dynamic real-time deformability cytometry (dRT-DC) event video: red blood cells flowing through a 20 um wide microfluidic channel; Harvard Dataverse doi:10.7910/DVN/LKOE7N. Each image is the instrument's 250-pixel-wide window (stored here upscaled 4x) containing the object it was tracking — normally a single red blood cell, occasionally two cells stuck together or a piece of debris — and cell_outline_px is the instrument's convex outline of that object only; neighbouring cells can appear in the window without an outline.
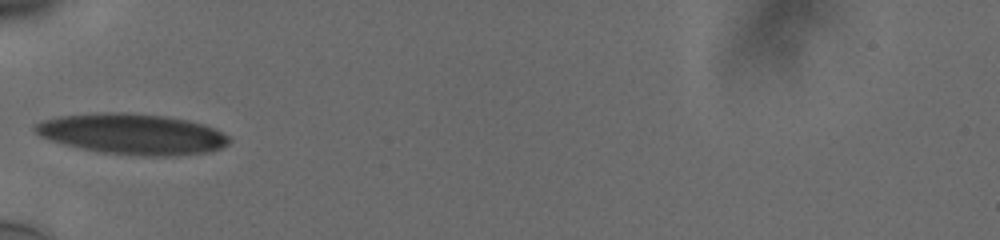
{"species": "human", "species_latin": "Homo sapiens", "temperature_condition": "cold", "stored_images_in_passage": 36, "camera_frame_rate_fps": 3000, "um_per_image_px": 0.085, "donor": {"sex": "male"}, "frame": {"image": 1, "passage_image": 1, "time_ms": 0.0, "image_size_px": [1000, 240], "cell_outline_px": [[232, 140], [228, 144], [220, 148], [208, 152], [172, 156], [140, 156], [100, 152], [80, 148], [64, 144], [40, 136], [32, 128], [36, 124], [44, 120], [60, 116], [104, 112], [128, 112], [164, 116], [188, 120], [204, 124], [228, 136]], "centroid_in_image_um": [11.26, 11.39], "position_along_channel_um": 73.7, "area_um2": 45.89}}
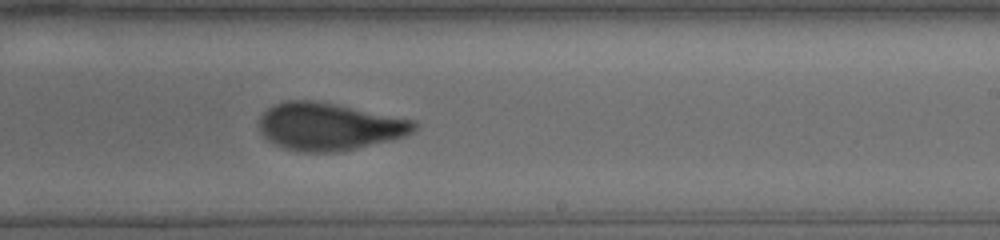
{"frame": {"image": 2, "passage_image": 16, "time_ms": 5.0, "image_size_px": [1000, 240], "cell_outline_px": [[416, 132], [392, 140], [340, 152], [300, 152], [284, 148], [268, 140], [260, 132], [260, 116], [272, 104], [288, 100], [312, 100], [416, 120]], "centroid_in_image_um": [27.98, 10.76], "position_along_channel_um": 261.0, "area_um2": 42.89}}
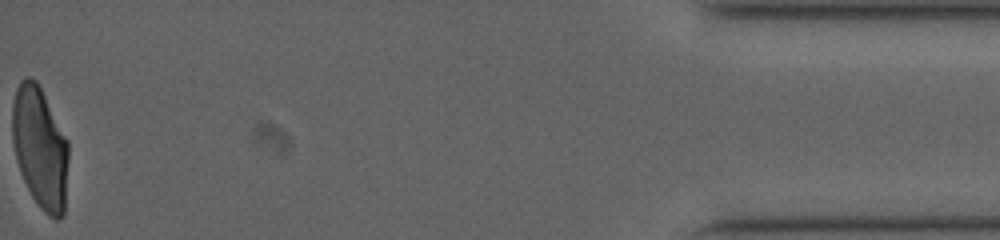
{"frame": {"image": 3, "passage_image": 36, "time_ms": 11.667, "image_size_px": [1000, 240], "cell_outline_px": [[68, 160], [64, 216], [60, 220], [56, 220], [48, 216], [40, 208], [32, 196], [20, 172], [16, 160], [12, 140], [12, 104], [16, 88], [20, 80], [28, 76], [36, 80], [68, 140]], "centroid_in_image_um": [3.4, 12.57], "position_along_channel_um": 431.8, "area_um2": 40.06}, "authors_computed_cell_mechanics": {"area_um2": 42.2807, "velocity_mm_per_s": 3.7802, "shape_relaxation_time_tau1_ms": 9.0153, "shape_relaxation_time_tau2_ms": 1.3119, "deformation_change_tau1": 0.2624, "deformation_change_tau2": 0.077}}